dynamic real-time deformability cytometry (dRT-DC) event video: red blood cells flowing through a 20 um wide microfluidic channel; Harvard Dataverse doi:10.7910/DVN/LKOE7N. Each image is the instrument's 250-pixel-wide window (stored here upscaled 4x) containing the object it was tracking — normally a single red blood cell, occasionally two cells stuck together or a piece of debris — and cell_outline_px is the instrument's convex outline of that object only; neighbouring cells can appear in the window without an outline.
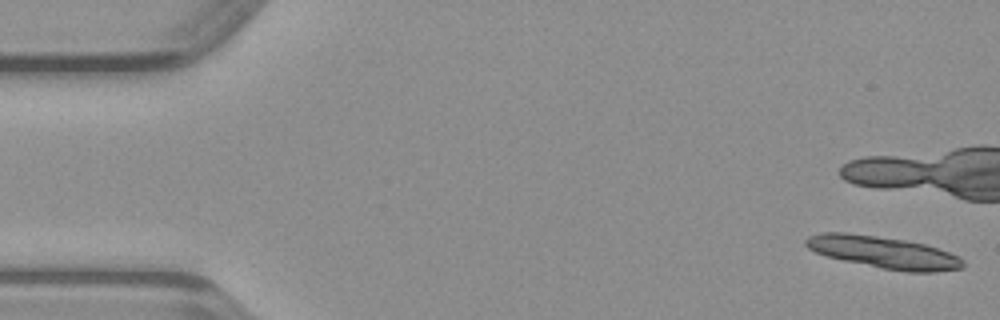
{"species": "common noctule bat (a hibernating species)", "species_latin": "Nyctalus noctula", "temperature_condition": "warm", "stored_images_in_passage": 14, "camera_frame_rate_fps": 3000, "um_per_image_px": 0.085, "animal": {"sex": "male", "body_mass_g": 23.1, "forearm_length_mm": 52.7}, "frame": {"image": 1, "passage_image": 1, "time_ms": 0.0, "image_size_px": [1000, 320], "cell_outline_px": [[964, 268], [936, 272], [908, 272], [884, 268], [844, 260], [828, 256], [816, 252], [808, 248], [804, 244], [804, 240], [808, 236], [820, 232], [848, 232], [904, 240], [924, 244], [960, 256], [964, 260]], "centroid_in_image_um": [75.11, 21.44], "position_along_channel_um": 9.9, "area_um2": 29.13}}